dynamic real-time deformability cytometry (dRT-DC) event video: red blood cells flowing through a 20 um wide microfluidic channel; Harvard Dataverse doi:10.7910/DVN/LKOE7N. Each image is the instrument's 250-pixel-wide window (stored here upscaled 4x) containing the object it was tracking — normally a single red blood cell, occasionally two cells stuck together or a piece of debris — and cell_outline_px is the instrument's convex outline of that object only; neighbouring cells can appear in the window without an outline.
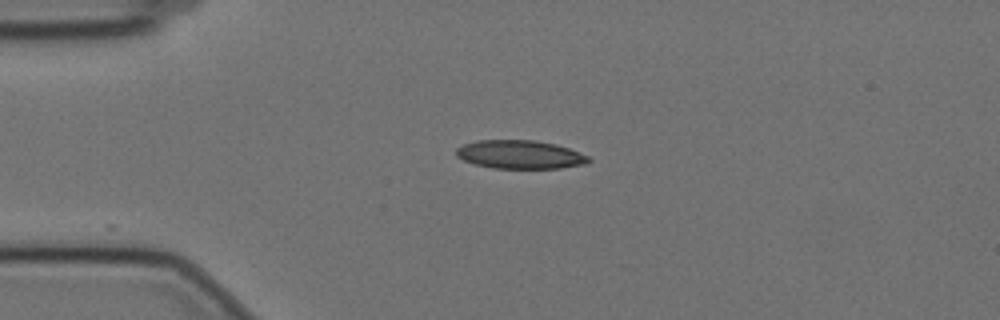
{"species": "Egyptian fruit bat (a non-hibernating species)", "species_latin": "Rousettus aegyptiacus", "temperature_condition": "cold", "stored_images_in_passage": 25, "camera_frame_rate_fps": 3000, "um_per_image_px": 0.085, "animal": {"sex": "female"}, "frame": {"image": 1, "passage_image": 1, "time_ms": 0.0, "image_size_px": [1000, 320], "cell_outline_px": [[592, 160], [584, 164], [560, 168], [492, 168], [476, 164], [464, 160], [456, 156], [456, 148], [464, 144], [476, 140], [532, 140], [556, 144], [568, 148], [588, 156]], "centroid_in_image_um": [44.19, 13.13], "position_along_channel_um": 40.8, "area_um2": 21.85}}
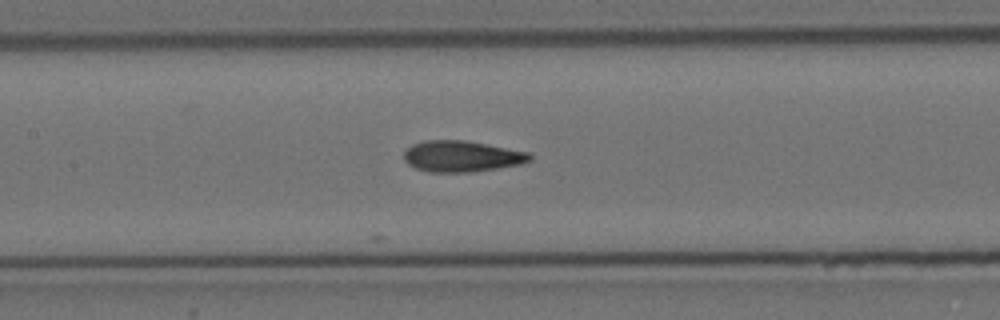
{"frame": {"image": 2, "passage_image": 14, "time_ms": 4.333, "image_size_px": [1000, 320], "cell_outline_px": [[532, 160], [520, 164], [472, 172], [428, 172], [416, 168], [408, 164], [404, 160], [404, 152], [412, 144], [424, 140], [464, 140], [528, 152], [532, 156]], "centroid_in_image_um": [39.22, 13.29], "position_along_channel_um": 168.2, "area_um2": 22.72}}
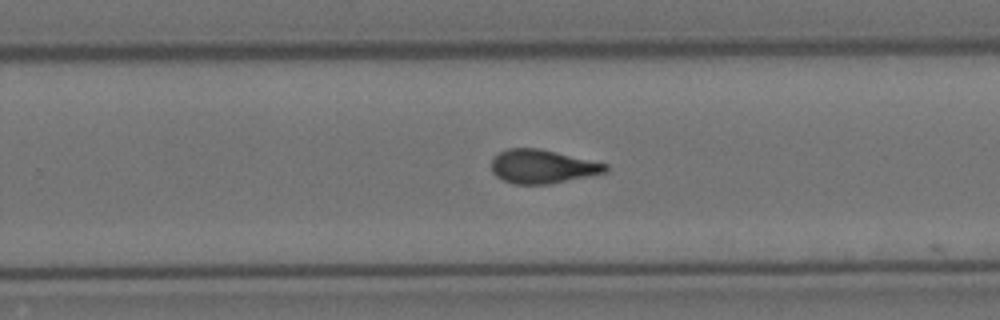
{"frame": {"image": 3, "passage_image": 24, "time_ms": 7.667, "image_size_px": [1000, 320], "cell_outline_px": [[608, 172], [548, 184], [512, 184], [496, 176], [492, 172], [492, 156], [508, 148], [540, 148], [608, 164]], "centroid_in_image_um": [46.09, 14.15], "position_along_channel_um": 283.7, "area_um2": 22.43}}